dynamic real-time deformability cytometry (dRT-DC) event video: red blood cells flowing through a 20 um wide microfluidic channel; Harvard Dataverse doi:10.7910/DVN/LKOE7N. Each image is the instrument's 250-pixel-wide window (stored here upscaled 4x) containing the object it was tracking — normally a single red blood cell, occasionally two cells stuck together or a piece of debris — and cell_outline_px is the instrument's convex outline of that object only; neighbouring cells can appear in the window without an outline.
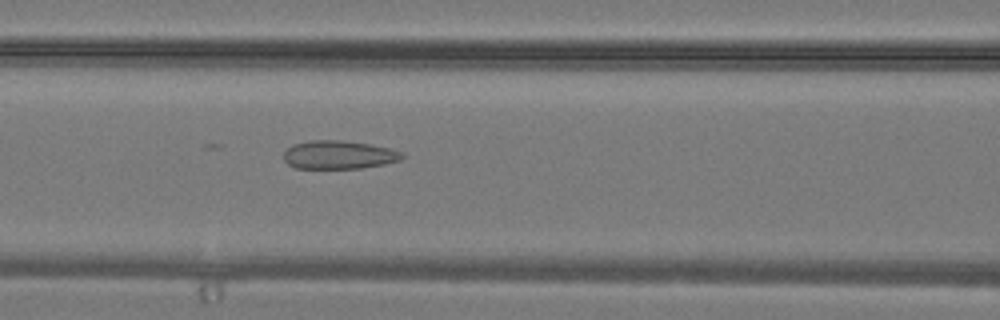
{"species": "common noctule bat (a hibernating species)", "species_latin": "Nyctalus noctula", "temperature_condition": "warm", "stored_images_in_passage": 27, "camera_frame_rate_fps": 3000, "um_per_image_px": 0.085, "animal": {"sex": "male", "body_mass_g": 19.2, "forearm_length_mm": 51.8}, "frame": {"image": 1, "passage_image": 7, "time_ms": 2.0, "image_size_px": [1000, 320], "cell_outline_px": [[404, 156], [400, 160], [384, 164], [360, 168], [296, 168], [288, 164], [284, 160], [284, 152], [292, 144], [312, 140], [340, 140], [368, 144], [388, 148], [404, 152]], "centroid_in_image_um": [28.79, 13.16], "position_along_channel_um": 137.8, "area_um2": 19.48}}
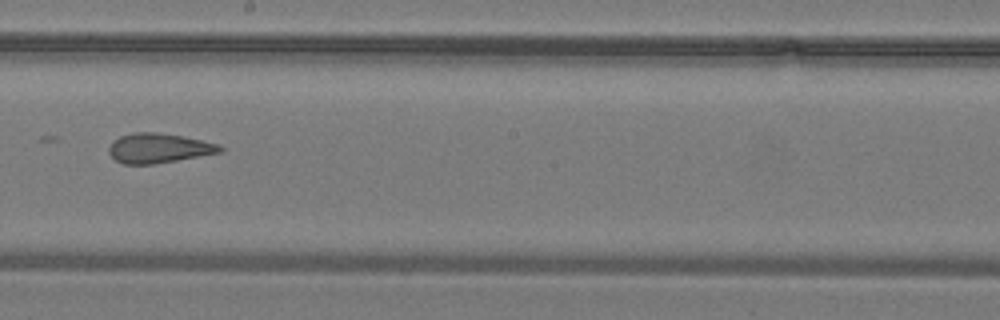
{"frame": {"image": 2, "passage_image": 12, "time_ms": 3.667, "image_size_px": [1000, 320], "cell_outline_px": [[224, 148], [220, 152], [176, 160], [152, 164], [124, 164], [116, 160], [108, 152], [108, 148], [112, 140], [120, 136], [136, 132], [156, 132], [180, 136], [200, 140], [216, 144]], "centroid_in_image_um": [13.42, 12.59], "position_along_channel_um": 234.8, "area_um2": 18.84}}
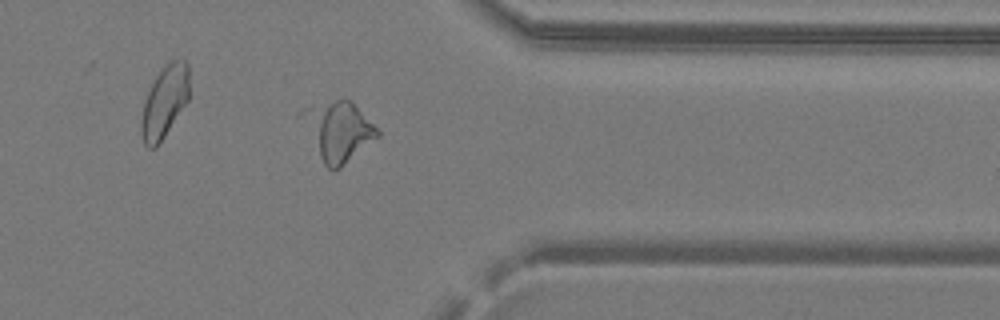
{"frame": {"image": 3, "passage_image": 20, "time_ms": 6.333, "image_size_px": [1000, 320], "cell_outline_px": [[380, 136], [340, 168], [332, 172], [324, 164], [296, 116], [304, 108], [336, 100], [348, 100], [380, 132]], "centroid_in_image_um": [28.67, 11.18], "position_along_channel_um": 382.7, "area_um2": 25.78}}